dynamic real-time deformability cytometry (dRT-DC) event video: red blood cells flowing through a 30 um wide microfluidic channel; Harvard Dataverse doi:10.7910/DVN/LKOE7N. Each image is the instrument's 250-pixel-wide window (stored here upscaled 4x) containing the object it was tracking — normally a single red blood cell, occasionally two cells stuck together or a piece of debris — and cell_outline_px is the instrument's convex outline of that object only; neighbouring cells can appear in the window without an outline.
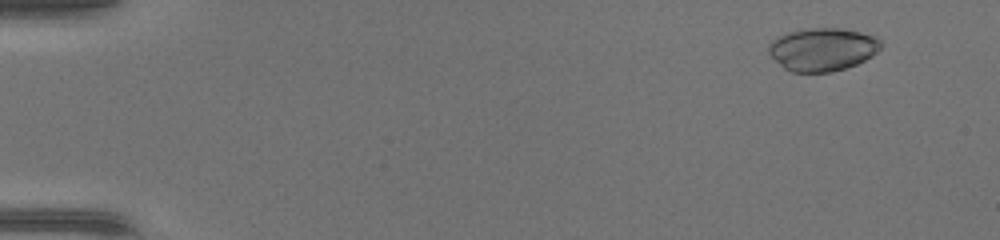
{"species": "common noctule bat (a hibernating species)", "species_latin": "Nyctalus noctula", "temperature_condition": "warm", "stored_images_in_passage": 47, "camera_frame_rate_fps": 3000, "um_per_image_px": 0.085, "animal": {"sex": "female", "body_mass_g": 17.0, "forearm_length_mm": 48.0}, "frame": {"image": 1, "passage_image": 4, "time_ms": 1.0, "image_size_px": [1000, 240], "cell_outline_px": [[884, 44], [872, 56], [856, 64], [832, 72], [792, 72], [784, 68], [768, 52], [768, 44], [776, 36], [788, 32], [808, 28], [844, 28], [876, 36]], "centroid_in_image_um": [69.92, 4.18], "position_along_channel_um": 15.1, "area_um2": 28.26}}
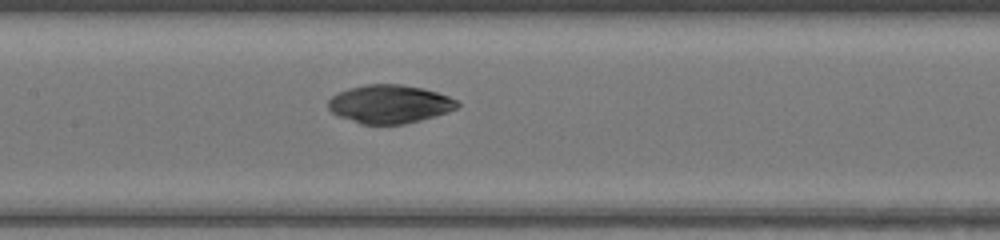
{"frame": {"image": 2, "passage_image": 24, "time_ms": 7.667, "image_size_px": [1000, 240], "cell_outline_px": [[460, 104], [456, 108], [448, 112], [436, 116], [404, 124], [360, 124], [340, 116], [332, 112], [328, 108], [328, 100], [332, 96], [348, 88], [364, 84], [400, 84], [424, 88], [448, 96], [456, 100]], "centroid_in_image_um": [33.12, 8.84], "position_along_channel_um": 174.3, "area_um2": 28.84}}
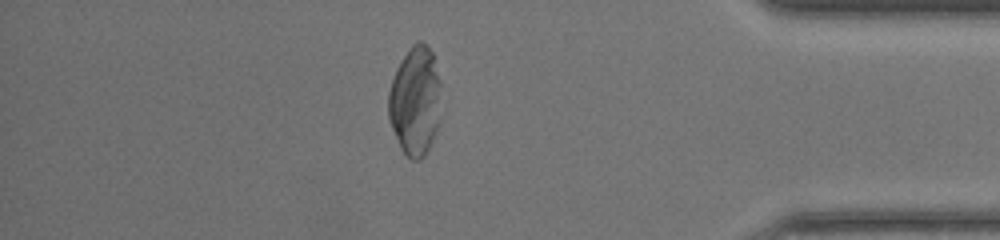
{"frame": {"image": 3, "passage_image": 41, "time_ms": 13.333, "image_size_px": [1000, 240], "cell_outline_px": [[440, 120], [432, 140], [424, 156], [420, 160], [412, 160], [400, 148], [388, 120], [388, 92], [396, 68], [412, 44], [416, 40], [420, 40], [432, 52], [440, 80]], "centroid_in_image_um": [35.28, 8.59], "position_along_channel_um": 399.9, "area_um2": 33.58}}